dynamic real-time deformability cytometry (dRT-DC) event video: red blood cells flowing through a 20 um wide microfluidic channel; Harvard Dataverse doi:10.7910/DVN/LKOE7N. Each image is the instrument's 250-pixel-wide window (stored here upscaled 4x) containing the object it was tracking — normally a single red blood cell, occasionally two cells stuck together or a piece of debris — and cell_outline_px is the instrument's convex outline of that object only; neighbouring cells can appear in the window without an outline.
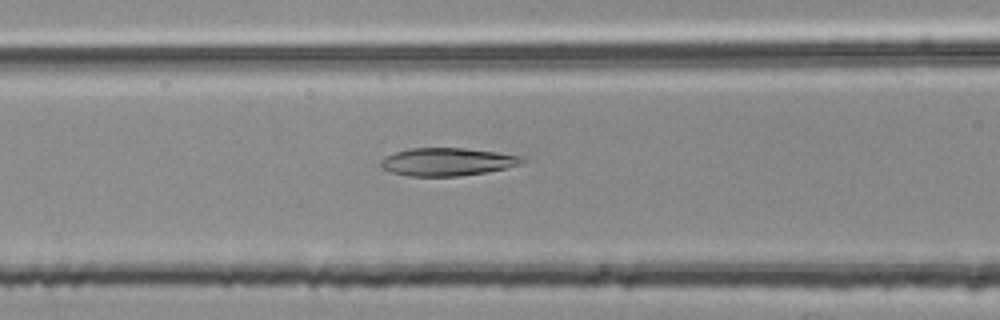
{"species": "common noctule bat (a hibernating species)", "species_latin": "Nyctalus noctula", "temperature_condition": "room temperature", "stored_images_in_passage": 41, "camera_frame_rate_fps": 3000, "um_per_image_px": 0.085, "animal": {"sex": "female", "body_mass_g": 25.1}, "frame": {"image": 1, "passage_image": 16, "time_ms": 5.0, "image_size_px": [1000, 320], "cell_outline_px": [[528, 160], [520, 164], [508, 168], [488, 172], [460, 176], [408, 176], [392, 172], [380, 168], [380, 160], [384, 156], [408, 148], [464, 148], [496, 152], [524, 156]], "centroid_in_image_um": [38.04, 13.75], "position_along_channel_um": 128.6, "area_um2": 23.29}}
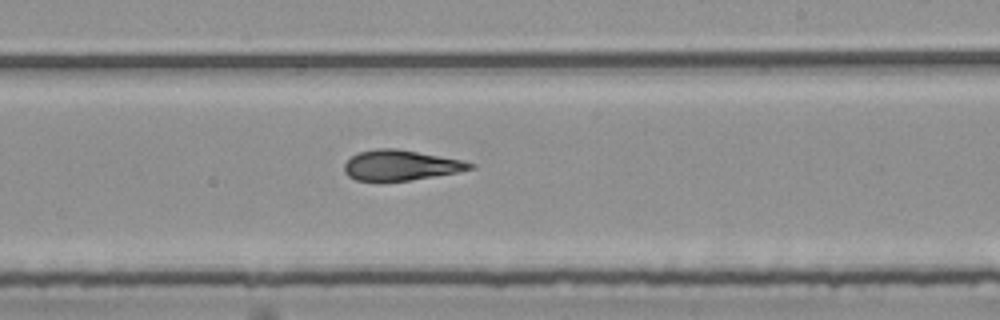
{"frame": {"image": 2, "passage_image": 26, "time_ms": 8.333, "image_size_px": [1000, 320], "cell_outline_px": [[476, 168], [456, 172], [408, 180], [380, 184], [376, 184], [356, 180], [348, 176], [344, 172], [344, 164], [352, 156], [360, 152], [376, 148], [396, 148], [464, 160], [476, 164]], "centroid_in_image_um": [34.02, 14.08], "position_along_channel_um": 255.0, "area_um2": 22.77}}
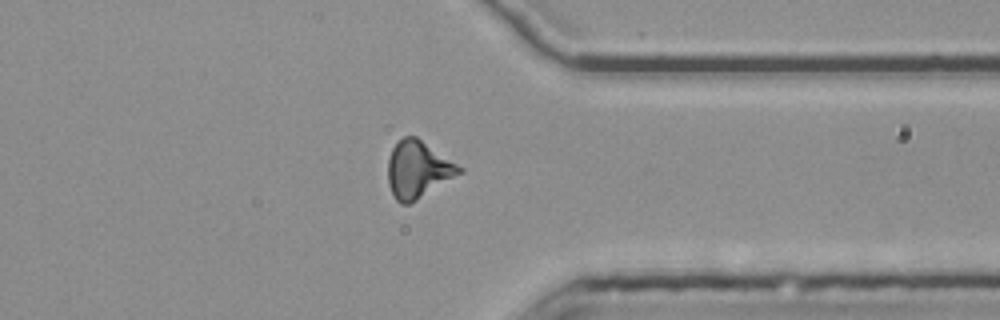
{"frame": {"image": 3, "passage_image": 36, "time_ms": 11.667, "image_size_px": [1000, 320], "cell_outline_px": [[464, 172], [416, 200], [408, 204], [400, 204], [396, 200], [388, 184], [388, 160], [392, 148], [396, 140], [404, 136], [416, 136], [464, 168]], "centroid_in_image_um": [35.53, 14.39], "position_along_channel_um": 375.9, "area_um2": 23.81}, "authors_computed_cell_mechanics": {"area_um2": 22.7732, "velocity_mm_per_s": 3.8108, "shape_relaxation_time_tau1_ms": 8.2893, "shape_relaxation_time_tau2_ms": 4.195, "deformation_change_tau1": 0.2171, "deformation_change_tau2": 0.1564}}